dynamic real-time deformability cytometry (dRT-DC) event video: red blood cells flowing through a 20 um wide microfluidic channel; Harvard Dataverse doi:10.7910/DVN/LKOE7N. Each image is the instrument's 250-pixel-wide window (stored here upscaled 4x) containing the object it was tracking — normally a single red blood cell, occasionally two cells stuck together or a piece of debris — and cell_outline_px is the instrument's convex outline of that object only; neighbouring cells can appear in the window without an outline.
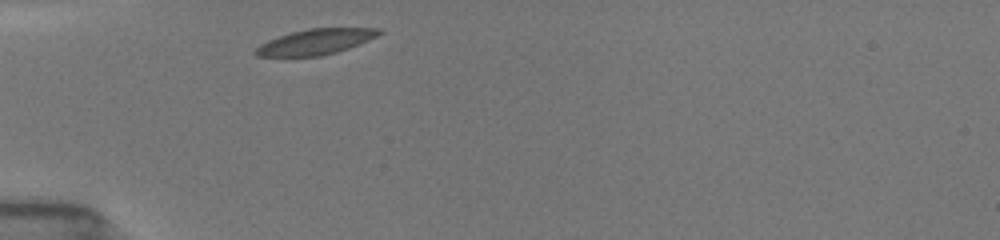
{"species": "common noctule bat (a hibernating species)", "species_latin": "Nyctalus noctula", "temperature_condition": "room temperature", "stored_images_in_passage": 5, "camera_frame_rate_fps": 3000, "um_per_image_px": 0.085, "animal": {"sex": "female", "body_mass_g": 19.5, "forearm_length_mm": 54.1}, "frame": {"image": 1, "passage_image": 1, "time_ms": 0.0, "image_size_px": [1000, 240], "cell_outline_px": [[384, 32], [368, 40], [348, 48], [336, 52], [320, 56], [256, 56], [252, 52], [260, 44], [268, 40], [292, 32], [308, 28], [380, 28]], "centroid_in_image_um": [26.81, 3.55], "position_along_channel_um": 58.2, "area_um2": 18.21}}
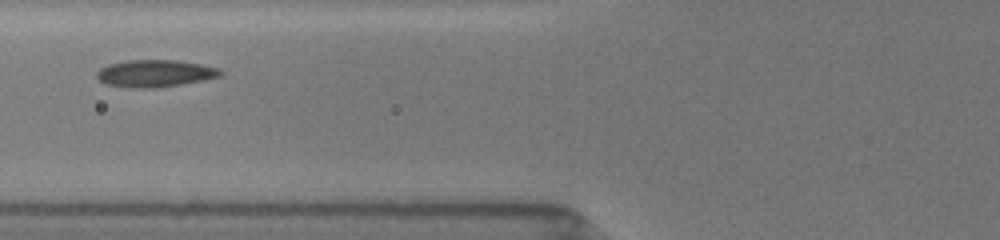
{"frame": {"image": 2, "passage_image": 3, "time_ms": 1.667, "image_size_px": [1000, 240], "cell_outline_px": [[224, 72], [220, 76], [204, 80], [156, 88], [128, 88], [104, 84], [96, 76], [96, 72], [100, 68], [108, 64], [128, 60], [176, 60], [200, 64], [220, 68]], "centroid_in_image_um": [13.16, 6.24], "position_along_channel_um": 112.6, "area_um2": 19.71}}